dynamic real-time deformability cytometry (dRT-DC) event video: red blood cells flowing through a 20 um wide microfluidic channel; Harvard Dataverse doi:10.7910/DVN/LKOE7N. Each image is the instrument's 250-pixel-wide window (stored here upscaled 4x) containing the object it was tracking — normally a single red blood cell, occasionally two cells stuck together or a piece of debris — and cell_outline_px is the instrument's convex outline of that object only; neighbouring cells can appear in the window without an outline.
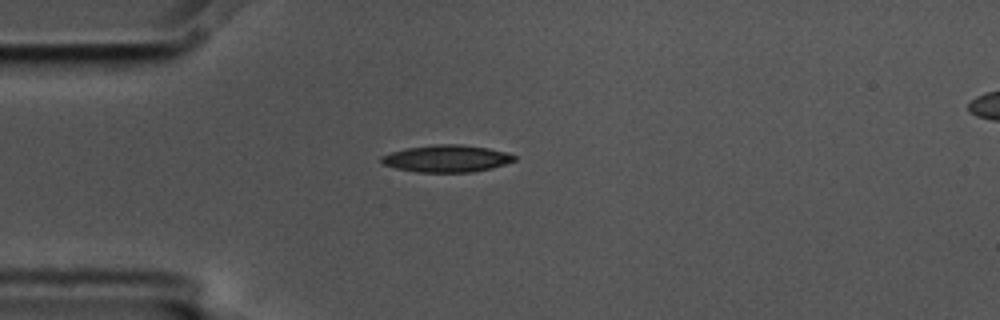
{"species": "common noctule bat (a hibernating species)", "species_latin": "Nyctalus noctula", "temperature_condition": "cold", "stored_images_in_passage": 4, "camera_frame_rate_fps": 3000, "um_per_image_px": 0.085, "animal": {"sex": "male", "body_mass_g": 17.5, "forearm_length_mm": 52.3}, "frame": {"image": 1, "passage_image": 1, "time_ms": 0.0, "image_size_px": [1000, 320], "cell_outline_px": [[516, 160], [492, 168], [472, 172], [416, 172], [396, 168], [384, 164], [380, 160], [380, 156], [392, 152], [408, 148], [436, 144], [460, 144], [488, 148], [504, 152], [516, 156]], "centroid_in_image_um": [37.96, 13.48], "position_along_channel_um": 47.0, "area_um2": 20.81}}